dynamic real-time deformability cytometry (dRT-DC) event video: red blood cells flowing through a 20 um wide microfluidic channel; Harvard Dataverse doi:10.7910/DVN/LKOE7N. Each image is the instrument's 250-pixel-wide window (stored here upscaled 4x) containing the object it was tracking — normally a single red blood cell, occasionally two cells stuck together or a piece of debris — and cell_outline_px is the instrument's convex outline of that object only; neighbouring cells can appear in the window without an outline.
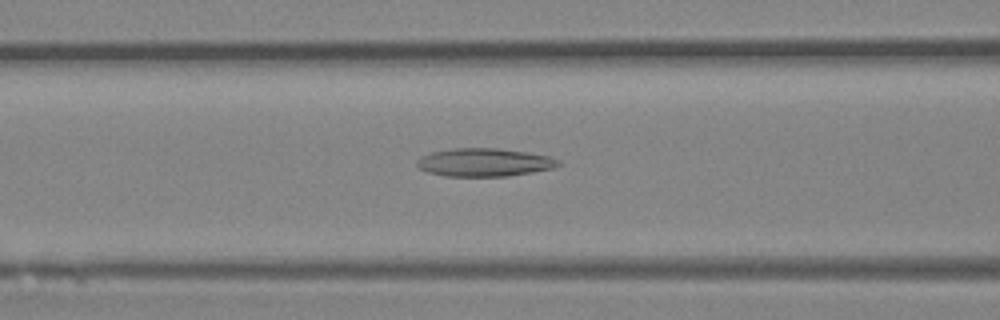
{"species": "Egyptian fruit bat (a non-hibernating species)", "species_latin": "Rousettus aegyptiacus", "temperature_condition": "room temperature", "stored_images_in_passage": 32, "camera_frame_rate_fps": 3000, "um_per_image_px": 0.085, "animal": {"sex": "female"}, "frame": {"image": 1, "passage_image": 8, "time_ms": 2.333, "image_size_px": [1000, 320], "cell_outline_px": [[564, 164], [552, 168], [532, 172], [508, 176], [444, 176], [428, 172], [420, 168], [416, 164], [416, 160], [420, 156], [432, 152], [452, 148], [496, 148], [528, 152], [552, 156], [560, 160]], "centroid_in_image_um": [41.2, 13.79], "position_along_channel_um": 125.4, "area_um2": 23.41}}
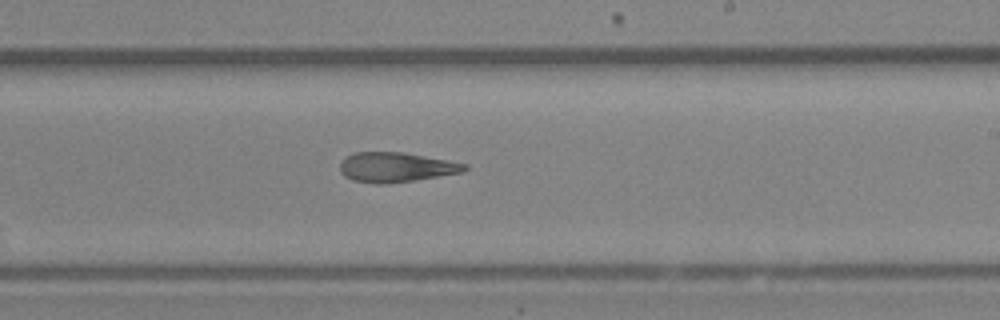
{"frame": {"image": 2, "passage_image": 17, "time_ms": 5.333, "image_size_px": [1000, 320], "cell_outline_px": [[468, 168], [464, 172], [388, 184], [376, 184], [352, 180], [344, 176], [340, 172], [340, 164], [352, 152], [404, 152], [448, 160], [468, 164]], "centroid_in_image_um": [33.67, 14.21], "position_along_channel_um": 255.3, "area_um2": 21.68}}
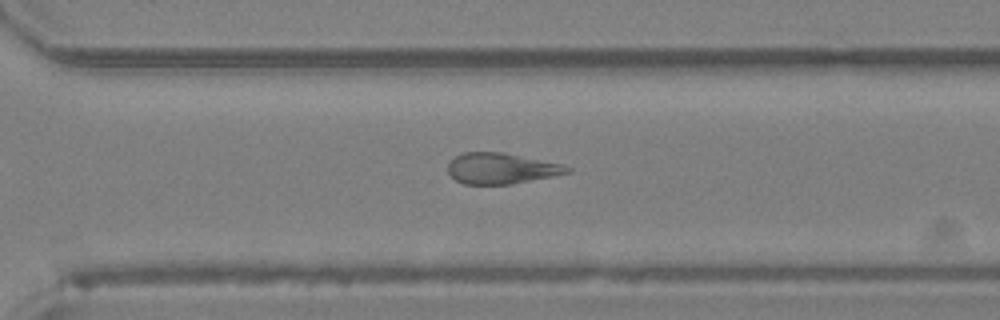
{"frame": {"image": 3, "passage_image": 22, "time_ms": 7.0, "image_size_px": [1000, 320], "cell_outline_px": [[572, 172], [556, 176], [512, 184], [464, 184], [456, 180], [448, 172], [448, 164], [456, 156], [464, 152], [504, 152], [564, 164], [572, 168]], "centroid_in_image_um": [42.67, 14.31], "position_along_channel_um": 327.9, "area_um2": 21.68}, "authors_computed_cell_mechanics": {"area_um2": 21.7328, "velocity_mm_per_s": 4.3506, "shape_relaxation_time_tau1_ms": null, "shape_relaxation_time_tau2_ms": 7.0398, "deformation_change_tau1": null, "deformation_change_tau2": 0.2194}}